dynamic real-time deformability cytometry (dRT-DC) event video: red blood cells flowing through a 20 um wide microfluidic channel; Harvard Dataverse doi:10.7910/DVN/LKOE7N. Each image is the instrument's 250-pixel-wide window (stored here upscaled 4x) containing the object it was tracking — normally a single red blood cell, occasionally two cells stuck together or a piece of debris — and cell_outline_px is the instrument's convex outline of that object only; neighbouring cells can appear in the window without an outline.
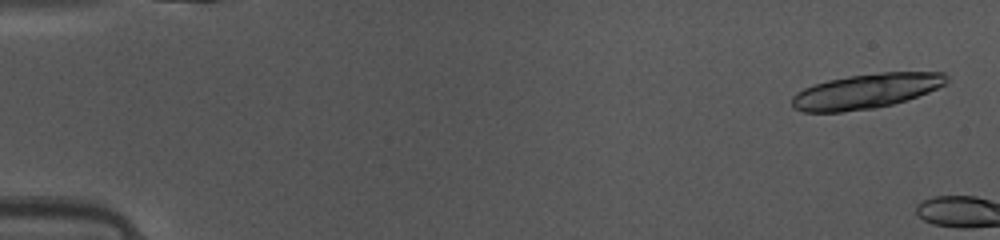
{"species": "common noctule bat (a hibernating species)", "species_latin": "Nyctalus noctula", "temperature_condition": "warm", "stored_images_in_passage": 4, "camera_frame_rate_fps": 3000, "um_per_image_px": 0.085, "animal": {"sex": "female", "body_mass_g": 10.0, "forearm_length_mm": 53.1}, "frame": {"image": 1, "passage_image": 2, "time_ms": 0.333, "image_size_px": [1000, 240], "cell_outline_px": [[948, 80], [944, 84], [928, 92], [892, 104], [876, 108], [844, 112], [804, 112], [792, 108], [792, 96], [796, 92], [804, 88], [828, 80], [848, 76], [880, 72], [944, 72], [948, 76]], "centroid_in_image_um": [73.58, 7.75], "position_along_channel_um": 11.4, "area_um2": 31.33}}